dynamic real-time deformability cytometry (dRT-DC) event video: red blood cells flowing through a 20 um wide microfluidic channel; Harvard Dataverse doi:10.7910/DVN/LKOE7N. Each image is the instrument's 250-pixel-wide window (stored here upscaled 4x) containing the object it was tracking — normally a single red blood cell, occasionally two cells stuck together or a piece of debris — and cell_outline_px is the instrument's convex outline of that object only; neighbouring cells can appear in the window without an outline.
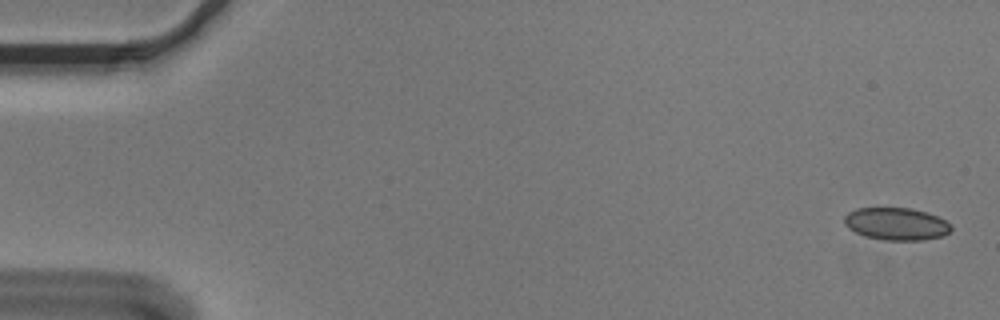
{"species": "Egyptian fruit bat (a non-hibernating species)", "species_latin": "Rousettus aegyptiacus", "temperature_condition": "cold", "stored_images_in_passage": 56, "camera_frame_rate_fps": 3000, "um_per_image_px": 0.085, "animal": {"sex": "male"}, "frame": {"image": 1, "passage_image": 2, "time_ms": 0.333, "image_size_px": [1000, 320], "cell_outline_px": [[952, 228], [944, 236], [924, 240], [884, 240], [864, 236], [848, 228], [844, 224], [844, 216], [848, 212], [856, 208], [912, 208], [936, 216], [952, 224]], "centroid_in_image_um": [76.17, 19.03], "position_along_channel_um": 8.8, "area_um2": 20.23}}
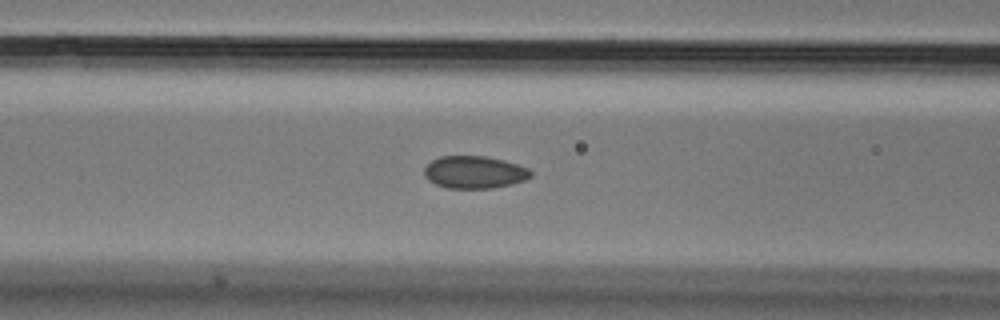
{"frame": {"image": 2, "passage_image": 23, "time_ms": 7.333, "image_size_px": [1000, 320], "cell_outline_px": [[532, 176], [524, 180], [512, 184], [492, 188], [448, 188], [436, 184], [428, 180], [424, 176], [424, 168], [432, 160], [440, 156], [484, 156], [504, 160], [528, 168], [532, 172]], "centroid_in_image_um": [40.32, 14.64], "position_along_channel_um": 126.3, "area_um2": 20.11}}
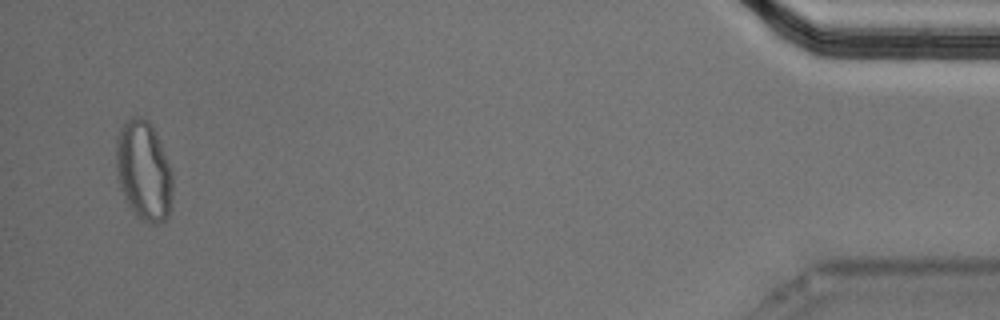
{"frame": {"image": 3, "passage_image": 54, "time_ms": 17.667, "image_size_px": [1000, 320], "cell_outline_px": [[172, 208], [168, 216], [160, 224], [152, 224], [140, 220], [136, 216], [128, 204], [120, 188], [116, 172], [116, 140], [120, 128], [124, 120], [128, 116], [140, 116], [148, 120], [152, 124], [172, 172]], "centroid_in_image_um": [12.21, 14.52], "position_along_channel_um": 423.0, "area_um2": 33.35}, "authors_computed_cell_mechanics": {"area_um2": 20.519, "velocity_mm_per_s": 3.6266, "shape_relaxation_time_tau1_ms": null, "shape_relaxation_time_tau2_ms": 1.5809, "deformation_change_tau1": null, "deformation_change_tau2": 0.0411}}